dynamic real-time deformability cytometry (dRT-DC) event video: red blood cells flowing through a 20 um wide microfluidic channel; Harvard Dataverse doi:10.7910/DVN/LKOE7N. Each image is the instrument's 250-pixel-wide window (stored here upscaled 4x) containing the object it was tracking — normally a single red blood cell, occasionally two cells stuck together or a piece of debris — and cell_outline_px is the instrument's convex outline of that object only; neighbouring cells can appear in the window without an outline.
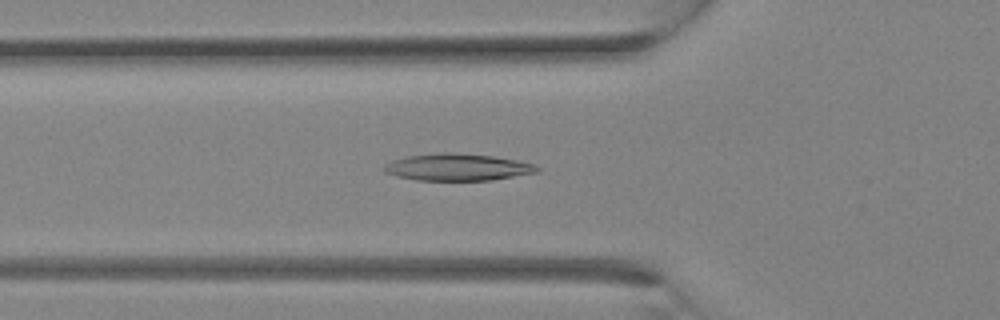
{"species": "Egyptian fruit bat (a non-hibernating species)", "species_latin": "Rousettus aegyptiacus", "temperature_condition": "room temperature", "stored_images_in_passage": 22, "camera_frame_rate_fps": 3000, "um_per_image_px": 0.085, "animal": {"sex": "female"}, "frame": {"image": 1, "passage_image": 2, "time_ms": 0.333, "image_size_px": [1000, 320], "cell_outline_px": [[540, 168], [536, 172], [492, 180], [416, 180], [396, 176], [384, 172], [380, 168], [392, 160], [408, 156], [444, 152], [492, 156], [516, 160], [536, 164]], "centroid_in_image_um": [38.85, 14.21], "position_along_channel_um": 86.9, "area_um2": 23.87}}
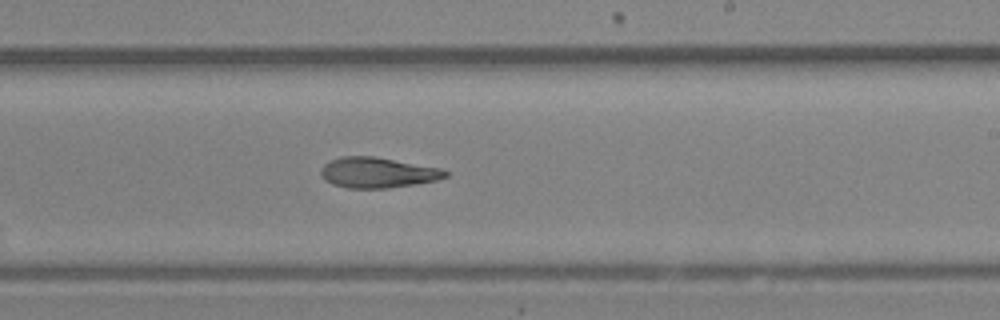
{"frame": {"image": 2, "passage_image": 10, "time_ms": 3.0, "image_size_px": [1000, 320], "cell_outline_px": [[448, 176], [436, 180], [388, 188], [348, 188], [332, 184], [324, 180], [320, 176], [320, 168], [328, 160], [340, 156], [376, 156], [440, 168], [448, 172]], "centroid_in_image_um": [32.03, 14.66], "position_along_channel_um": 257.0, "area_um2": 22.25}}
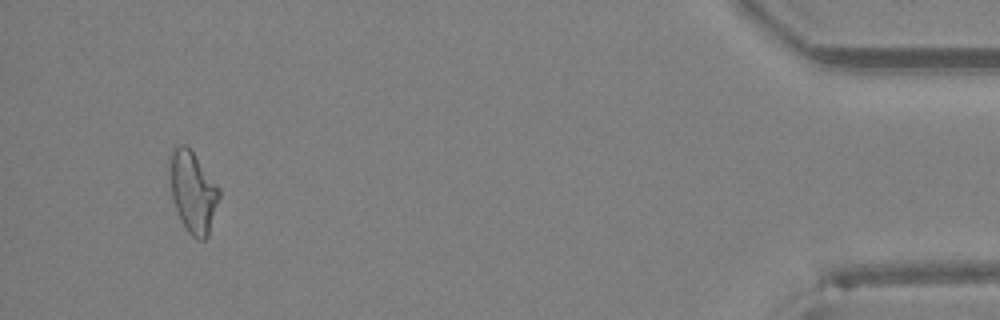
{"frame": {"image": 3, "passage_image": 21, "time_ms": 6.667, "image_size_px": [1000, 320], "cell_outline_px": [[220, 196], [208, 236], [204, 240], [196, 240], [188, 232], [172, 200], [168, 168], [168, 160], [172, 148], [180, 144], [184, 144], [192, 152], [220, 188]], "centroid_in_image_um": [16.37, 16.29], "position_along_channel_um": 418.8, "area_um2": 23.41}}